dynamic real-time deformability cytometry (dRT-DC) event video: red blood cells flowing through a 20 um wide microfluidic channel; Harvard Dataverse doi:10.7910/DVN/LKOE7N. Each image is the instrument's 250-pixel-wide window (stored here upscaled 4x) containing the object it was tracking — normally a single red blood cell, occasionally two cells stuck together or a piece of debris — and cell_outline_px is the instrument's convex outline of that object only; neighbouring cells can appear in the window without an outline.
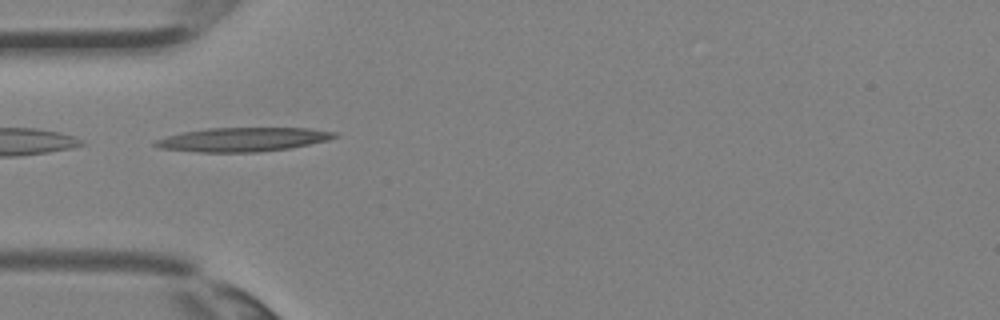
{"species": "Egyptian fruit bat (a non-hibernating species)", "species_latin": "Rousettus aegyptiacus", "temperature_condition": "room temperature", "stored_images_in_passage": 3, "camera_frame_rate_fps": 3000, "um_per_image_px": 0.085, "animal": {"sex": "female"}, "frame": {"image": 1, "passage_image": 3, "time_ms": 0.667, "image_size_px": [1000, 320], "cell_outline_px": [[340, 136], [328, 140], [288, 148], [256, 152], [200, 152], [160, 148], [152, 144], [156, 140], [168, 136], [184, 132], [208, 128], [308, 128], [336, 132]], "centroid_in_image_um": [20.67, 11.85], "position_along_channel_um": 64.3, "area_um2": 24.8}}